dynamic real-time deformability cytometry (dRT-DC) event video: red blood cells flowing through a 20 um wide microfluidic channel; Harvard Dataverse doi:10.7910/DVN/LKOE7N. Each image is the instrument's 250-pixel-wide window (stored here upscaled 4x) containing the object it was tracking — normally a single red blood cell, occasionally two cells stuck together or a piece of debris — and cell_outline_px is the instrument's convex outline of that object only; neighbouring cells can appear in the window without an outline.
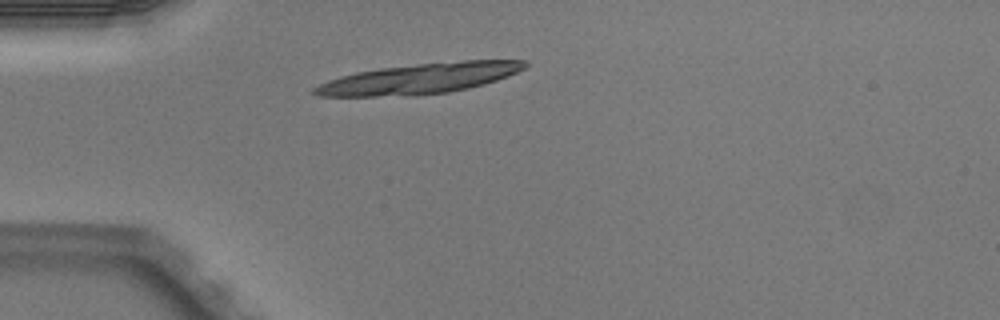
{"species": "Egyptian fruit bat (a non-hibernating species)", "species_latin": "Rousettus aegyptiacus", "temperature_condition": "warm", "stored_images_in_passage": 1, "camera_frame_rate_fps": 3000, "um_per_image_px": 0.085, "animal": {"sex": "male"}, "frame": {"image": 1, "passage_image": 1, "time_ms": 0.0, "image_size_px": [1000, 320], "cell_outline_px": [[528, 64], [524, 68], [508, 76], [484, 84], [468, 88], [448, 92], [376, 96], [320, 96], [312, 92], [312, 88], [328, 80], [340, 76], [356, 72], [380, 68], [420, 64], [464, 60], [528, 60]], "centroid_in_image_um": [35.67, 6.66], "position_along_channel_um": 49.3, "area_um2": 36.53}}